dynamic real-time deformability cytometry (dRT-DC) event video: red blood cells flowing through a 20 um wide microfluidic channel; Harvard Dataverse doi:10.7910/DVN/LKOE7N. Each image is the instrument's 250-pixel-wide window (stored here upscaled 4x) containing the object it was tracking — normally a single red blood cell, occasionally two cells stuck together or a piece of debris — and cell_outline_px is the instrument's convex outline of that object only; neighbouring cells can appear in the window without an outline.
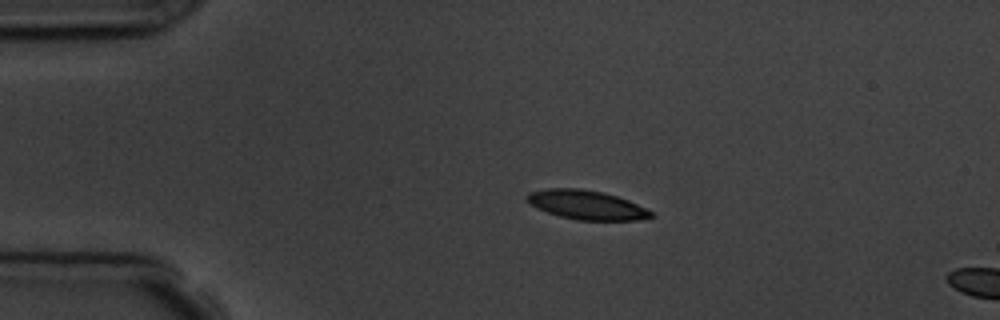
{"species": "common noctule bat (a hibernating species)", "species_latin": "Nyctalus noctula", "temperature_condition": "room temperature", "stored_images_in_passage": 4, "segment_of_instrument_passage": [1, 2], "camera_frame_rate_fps": 3000, "um_per_image_px": 0.085, "animal": {"sex": "male", "body_mass_g": 19.5, "forearm_length_mm": 54.6}, "frame": {"image": 1, "passage_image": 3, "time_ms": 2.333, "image_size_px": [1000, 320], "cell_outline_px": [[652, 216], [636, 220], [576, 220], [560, 216], [536, 208], [524, 200], [524, 196], [528, 192], [548, 188], [580, 188], [604, 192], [628, 200], [652, 212]], "centroid_in_image_um": [49.76, 17.4], "position_along_channel_um": 35.2, "area_um2": 21.04}}